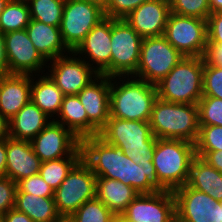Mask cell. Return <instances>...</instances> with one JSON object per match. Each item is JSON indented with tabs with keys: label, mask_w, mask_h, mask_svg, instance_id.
<instances>
[{
	"label": "cell",
	"mask_w": 222,
	"mask_h": 222,
	"mask_svg": "<svg viewBox=\"0 0 222 222\" xmlns=\"http://www.w3.org/2000/svg\"><path fill=\"white\" fill-rule=\"evenodd\" d=\"M14 208L28 215L34 222H56L61 218L54 197H39L22 192L18 187Z\"/></svg>",
	"instance_id": "obj_28"
},
{
	"label": "cell",
	"mask_w": 222,
	"mask_h": 222,
	"mask_svg": "<svg viewBox=\"0 0 222 222\" xmlns=\"http://www.w3.org/2000/svg\"><path fill=\"white\" fill-rule=\"evenodd\" d=\"M73 52L98 74L111 77V18L105 17L94 26Z\"/></svg>",
	"instance_id": "obj_17"
},
{
	"label": "cell",
	"mask_w": 222,
	"mask_h": 222,
	"mask_svg": "<svg viewBox=\"0 0 222 222\" xmlns=\"http://www.w3.org/2000/svg\"><path fill=\"white\" fill-rule=\"evenodd\" d=\"M17 183L5 176L0 178V217L15 207Z\"/></svg>",
	"instance_id": "obj_39"
},
{
	"label": "cell",
	"mask_w": 222,
	"mask_h": 222,
	"mask_svg": "<svg viewBox=\"0 0 222 222\" xmlns=\"http://www.w3.org/2000/svg\"><path fill=\"white\" fill-rule=\"evenodd\" d=\"M6 156V176L15 183L39 173L42 161L30 141L6 138Z\"/></svg>",
	"instance_id": "obj_20"
},
{
	"label": "cell",
	"mask_w": 222,
	"mask_h": 222,
	"mask_svg": "<svg viewBox=\"0 0 222 222\" xmlns=\"http://www.w3.org/2000/svg\"><path fill=\"white\" fill-rule=\"evenodd\" d=\"M25 30L37 51L47 62L71 52L63 42L60 27L31 19Z\"/></svg>",
	"instance_id": "obj_22"
},
{
	"label": "cell",
	"mask_w": 222,
	"mask_h": 222,
	"mask_svg": "<svg viewBox=\"0 0 222 222\" xmlns=\"http://www.w3.org/2000/svg\"><path fill=\"white\" fill-rule=\"evenodd\" d=\"M8 74V59L5 49L4 34L0 31V75Z\"/></svg>",
	"instance_id": "obj_44"
},
{
	"label": "cell",
	"mask_w": 222,
	"mask_h": 222,
	"mask_svg": "<svg viewBox=\"0 0 222 222\" xmlns=\"http://www.w3.org/2000/svg\"><path fill=\"white\" fill-rule=\"evenodd\" d=\"M116 215L97 197L84 202L69 218L72 222H113Z\"/></svg>",
	"instance_id": "obj_32"
},
{
	"label": "cell",
	"mask_w": 222,
	"mask_h": 222,
	"mask_svg": "<svg viewBox=\"0 0 222 222\" xmlns=\"http://www.w3.org/2000/svg\"><path fill=\"white\" fill-rule=\"evenodd\" d=\"M157 98L155 84L133 76L111 77L109 101L111 117L149 122Z\"/></svg>",
	"instance_id": "obj_2"
},
{
	"label": "cell",
	"mask_w": 222,
	"mask_h": 222,
	"mask_svg": "<svg viewBox=\"0 0 222 222\" xmlns=\"http://www.w3.org/2000/svg\"><path fill=\"white\" fill-rule=\"evenodd\" d=\"M3 222H34L28 215L18 211L16 208L8 210L2 216Z\"/></svg>",
	"instance_id": "obj_43"
},
{
	"label": "cell",
	"mask_w": 222,
	"mask_h": 222,
	"mask_svg": "<svg viewBox=\"0 0 222 222\" xmlns=\"http://www.w3.org/2000/svg\"><path fill=\"white\" fill-rule=\"evenodd\" d=\"M85 1L97 4L101 8L105 9V7H106V5H107L109 0H85Z\"/></svg>",
	"instance_id": "obj_48"
},
{
	"label": "cell",
	"mask_w": 222,
	"mask_h": 222,
	"mask_svg": "<svg viewBox=\"0 0 222 222\" xmlns=\"http://www.w3.org/2000/svg\"><path fill=\"white\" fill-rule=\"evenodd\" d=\"M149 125L156 138L181 139L195 144L199 133L198 105L171 103L157 98Z\"/></svg>",
	"instance_id": "obj_4"
},
{
	"label": "cell",
	"mask_w": 222,
	"mask_h": 222,
	"mask_svg": "<svg viewBox=\"0 0 222 222\" xmlns=\"http://www.w3.org/2000/svg\"><path fill=\"white\" fill-rule=\"evenodd\" d=\"M37 75H31V102L54 120L60 112L64 94L46 73Z\"/></svg>",
	"instance_id": "obj_26"
},
{
	"label": "cell",
	"mask_w": 222,
	"mask_h": 222,
	"mask_svg": "<svg viewBox=\"0 0 222 222\" xmlns=\"http://www.w3.org/2000/svg\"><path fill=\"white\" fill-rule=\"evenodd\" d=\"M120 216L129 222H176L173 191L138 194Z\"/></svg>",
	"instance_id": "obj_14"
},
{
	"label": "cell",
	"mask_w": 222,
	"mask_h": 222,
	"mask_svg": "<svg viewBox=\"0 0 222 222\" xmlns=\"http://www.w3.org/2000/svg\"><path fill=\"white\" fill-rule=\"evenodd\" d=\"M31 19L60 27L65 0H30Z\"/></svg>",
	"instance_id": "obj_30"
},
{
	"label": "cell",
	"mask_w": 222,
	"mask_h": 222,
	"mask_svg": "<svg viewBox=\"0 0 222 222\" xmlns=\"http://www.w3.org/2000/svg\"><path fill=\"white\" fill-rule=\"evenodd\" d=\"M204 57H183L156 85L157 97L180 104H198L203 96Z\"/></svg>",
	"instance_id": "obj_5"
},
{
	"label": "cell",
	"mask_w": 222,
	"mask_h": 222,
	"mask_svg": "<svg viewBox=\"0 0 222 222\" xmlns=\"http://www.w3.org/2000/svg\"><path fill=\"white\" fill-rule=\"evenodd\" d=\"M222 126H199L198 138L195 142V151H221Z\"/></svg>",
	"instance_id": "obj_35"
},
{
	"label": "cell",
	"mask_w": 222,
	"mask_h": 222,
	"mask_svg": "<svg viewBox=\"0 0 222 222\" xmlns=\"http://www.w3.org/2000/svg\"><path fill=\"white\" fill-rule=\"evenodd\" d=\"M184 56L162 36L143 38L133 77L157 84Z\"/></svg>",
	"instance_id": "obj_8"
},
{
	"label": "cell",
	"mask_w": 222,
	"mask_h": 222,
	"mask_svg": "<svg viewBox=\"0 0 222 222\" xmlns=\"http://www.w3.org/2000/svg\"><path fill=\"white\" fill-rule=\"evenodd\" d=\"M163 36L184 57H204L207 44V20L170 12Z\"/></svg>",
	"instance_id": "obj_9"
},
{
	"label": "cell",
	"mask_w": 222,
	"mask_h": 222,
	"mask_svg": "<svg viewBox=\"0 0 222 222\" xmlns=\"http://www.w3.org/2000/svg\"><path fill=\"white\" fill-rule=\"evenodd\" d=\"M221 222H222V202H221Z\"/></svg>",
	"instance_id": "obj_53"
},
{
	"label": "cell",
	"mask_w": 222,
	"mask_h": 222,
	"mask_svg": "<svg viewBox=\"0 0 222 222\" xmlns=\"http://www.w3.org/2000/svg\"><path fill=\"white\" fill-rule=\"evenodd\" d=\"M147 1L149 0H109L104 9V15L112 19H124Z\"/></svg>",
	"instance_id": "obj_38"
},
{
	"label": "cell",
	"mask_w": 222,
	"mask_h": 222,
	"mask_svg": "<svg viewBox=\"0 0 222 222\" xmlns=\"http://www.w3.org/2000/svg\"><path fill=\"white\" fill-rule=\"evenodd\" d=\"M211 13L222 12V0H209Z\"/></svg>",
	"instance_id": "obj_47"
},
{
	"label": "cell",
	"mask_w": 222,
	"mask_h": 222,
	"mask_svg": "<svg viewBox=\"0 0 222 222\" xmlns=\"http://www.w3.org/2000/svg\"><path fill=\"white\" fill-rule=\"evenodd\" d=\"M9 1L26 3V4H28L30 2V0H9Z\"/></svg>",
	"instance_id": "obj_52"
},
{
	"label": "cell",
	"mask_w": 222,
	"mask_h": 222,
	"mask_svg": "<svg viewBox=\"0 0 222 222\" xmlns=\"http://www.w3.org/2000/svg\"><path fill=\"white\" fill-rule=\"evenodd\" d=\"M113 222H129L124 220L120 215L116 216Z\"/></svg>",
	"instance_id": "obj_50"
},
{
	"label": "cell",
	"mask_w": 222,
	"mask_h": 222,
	"mask_svg": "<svg viewBox=\"0 0 222 222\" xmlns=\"http://www.w3.org/2000/svg\"><path fill=\"white\" fill-rule=\"evenodd\" d=\"M171 12L207 20L211 14L209 0H169Z\"/></svg>",
	"instance_id": "obj_34"
},
{
	"label": "cell",
	"mask_w": 222,
	"mask_h": 222,
	"mask_svg": "<svg viewBox=\"0 0 222 222\" xmlns=\"http://www.w3.org/2000/svg\"><path fill=\"white\" fill-rule=\"evenodd\" d=\"M31 101L8 120L9 137L31 141L52 120Z\"/></svg>",
	"instance_id": "obj_23"
},
{
	"label": "cell",
	"mask_w": 222,
	"mask_h": 222,
	"mask_svg": "<svg viewBox=\"0 0 222 222\" xmlns=\"http://www.w3.org/2000/svg\"><path fill=\"white\" fill-rule=\"evenodd\" d=\"M4 40L8 74H44L48 62L37 51L25 29L5 33Z\"/></svg>",
	"instance_id": "obj_16"
},
{
	"label": "cell",
	"mask_w": 222,
	"mask_h": 222,
	"mask_svg": "<svg viewBox=\"0 0 222 222\" xmlns=\"http://www.w3.org/2000/svg\"><path fill=\"white\" fill-rule=\"evenodd\" d=\"M17 187L22 192L39 197H54V189L44 181L39 173L22 179L17 183Z\"/></svg>",
	"instance_id": "obj_37"
},
{
	"label": "cell",
	"mask_w": 222,
	"mask_h": 222,
	"mask_svg": "<svg viewBox=\"0 0 222 222\" xmlns=\"http://www.w3.org/2000/svg\"><path fill=\"white\" fill-rule=\"evenodd\" d=\"M106 143L121 148L136 164L153 161L157 138L149 122L109 117L99 135Z\"/></svg>",
	"instance_id": "obj_6"
},
{
	"label": "cell",
	"mask_w": 222,
	"mask_h": 222,
	"mask_svg": "<svg viewBox=\"0 0 222 222\" xmlns=\"http://www.w3.org/2000/svg\"><path fill=\"white\" fill-rule=\"evenodd\" d=\"M9 137L8 120L0 113V141Z\"/></svg>",
	"instance_id": "obj_46"
},
{
	"label": "cell",
	"mask_w": 222,
	"mask_h": 222,
	"mask_svg": "<svg viewBox=\"0 0 222 222\" xmlns=\"http://www.w3.org/2000/svg\"><path fill=\"white\" fill-rule=\"evenodd\" d=\"M9 2V0H0V14L3 12L6 4Z\"/></svg>",
	"instance_id": "obj_49"
},
{
	"label": "cell",
	"mask_w": 222,
	"mask_h": 222,
	"mask_svg": "<svg viewBox=\"0 0 222 222\" xmlns=\"http://www.w3.org/2000/svg\"><path fill=\"white\" fill-rule=\"evenodd\" d=\"M191 188L204 192L218 202H222V172L195 156L190 167L187 183Z\"/></svg>",
	"instance_id": "obj_27"
},
{
	"label": "cell",
	"mask_w": 222,
	"mask_h": 222,
	"mask_svg": "<svg viewBox=\"0 0 222 222\" xmlns=\"http://www.w3.org/2000/svg\"><path fill=\"white\" fill-rule=\"evenodd\" d=\"M142 41L125 19L111 18V77L136 73Z\"/></svg>",
	"instance_id": "obj_10"
},
{
	"label": "cell",
	"mask_w": 222,
	"mask_h": 222,
	"mask_svg": "<svg viewBox=\"0 0 222 222\" xmlns=\"http://www.w3.org/2000/svg\"><path fill=\"white\" fill-rule=\"evenodd\" d=\"M139 193L116 179L96 178V197L116 216L120 215Z\"/></svg>",
	"instance_id": "obj_25"
},
{
	"label": "cell",
	"mask_w": 222,
	"mask_h": 222,
	"mask_svg": "<svg viewBox=\"0 0 222 222\" xmlns=\"http://www.w3.org/2000/svg\"><path fill=\"white\" fill-rule=\"evenodd\" d=\"M30 143L34 153L42 162L64 157H82L80 139L54 120L40 131Z\"/></svg>",
	"instance_id": "obj_13"
},
{
	"label": "cell",
	"mask_w": 222,
	"mask_h": 222,
	"mask_svg": "<svg viewBox=\"0 0 222 222\" xmlns=\"http://www.w3.org/2000/svg\"><path fill=\"white\" fill-rule=\"evenodd\" d=\"M30 74L0 75V113L10 120L31 101Z\"/></svg>",
	"instance_id": "obj_21"
},
{
	"label": "cell",
	"mask_w": 222,
	"mask_h": 222,
	"mask_svg": "<svg viewBox=\"0 0 222 222\" xmlns=\"http://www.w3.org/2000/svg\"><path fill=\"white\" fill-rule=\"evenodd\" d=\"M76 56L72 51L69 54L51 60L47 66L48 72L46 74L62 91L64 96L77 95L99 75L82 57Z\"/></svg>",
	"instance_id": "obj_12"
},
{
	"label": "cell",
	"mask_w": 222,
	"mask_h": 222,
	"mask_svg": "<svg viewBox=\"0 0 222 222\" xmlns=\"http://www.w3.org/2000/svg\"><path fill=\"white\" fill-rule=\"evenodd\" d=\"M82 160L96 177L116 179L133 187L139 194L159 191L153 161L136 164L121 148L97 136L80 140Z\"/></svg>",
	"instance_id": "obj_1"
},
{
	"label": "cell",
	"mask_w": 222,
	"mask_h": 222,
	"mask_svg": "<svg viewBox=\"0 0 222 222\" xmlns=\"http://www.w3.org/2000/svg\"><path fill=\"white\" fill-rule=\"evenodd\" d=\"M30 20L31 16L28 4L9 1L0 14V31L5 34L25 29Z\"/></svg>",
	"instance_id": "obj_29"
},
{
	"label": "cell",
	"mask_w": 222,
	"mask_h": 222,
	"mask_svg": "<svg viewBox=\"0 0 222 222\" xmlns=\"http://www.w3.org/2000/svg\"><path fill=\"white\" fill-rule=\"evenodd\" d=\"M169 0H149L124 19L142 37L162 36L170 14Z\"/></svg>",
	"instance_id": "obj_18"
},
{
	"label": "cell",
	"mask_w": 222,
	"mask_h": 222,
	"mask_svg": "<svg viewBox=\"0 0 222 222\" xmlns=\"http://www.w3.org/2000/svg\"><path fill=\"white\" fill-rule=\"evenodd\" d=\"M176 222H221V202L188 184L173 191Z\"/></svg>",
	"instance_id": "obj_15"
},
{
	"label": "cell",
	"mask_w": 222,
	"mask_h": 222,
	"mask_svg": "<svg viewBox=\"0 0 222 222\" xmlns=\"http://www.w3.org/2000/svg\"><path fill=\"white\" fill-rule=\"evenodd\" d=\"M204 59L207 63L222 67V45L218 43H208Z\"/></svg>",
	"instance_id": "obj_41"
},
{
	"label": "cell",
	"mask_w": 222,
	"mask_h": 222,
	"mask_svg": "<svg viewBox=\"0 0 222 222\" xmlns=\"http://www.w3.org/2000/svg\"><path fill=\"white\" fill-rule=\"evenodd\" d=\"M96 175L81 159L54 191L56 210L70 217L84 202L96 197Z\"/></svg>",
	"instance_id": "obj_7"
},
{
	"label": "cell",
	"mask_w": 222,
	"mask_h": 222,
	"mask_svg": "<svg viewBox=\"0 0 222 222\" xmlns=\"http://www.w3.org/2000/svg\"><path fill=\"white\" fill-rule=\"evenodd\" d=\"M197 105L199 126H222V99L202 96Z\"/></svg>",
	"instance_id": "obj_33"
},
{
	"label": "cell",
	"mask_w": 222,
	"mask_h": 222,
	"mask_svg": "<svg viewBox=\"0 0 222 222\" xmlns=\"http://www.w3.org/2000/svg\"><path fill=\"white\" fill-rule=\"evenodd\" d=\"M105 18L104 9L85 0H66L60 24L63 42L72 52L88 32Z\"/></svg>",
	"instance_id": "obj_11"
},
{
	"label": "cell",
	"mask_w": 222,
	"mask_h": 222,
	"mask_svg": "<svg viewBox=\"0 0 222 222\" xmlns=\"http://www.w3.org/2000/svg\"><path fill=\"white\" fill-rule=\"evenodd\" d=\"M111 77L99 74L78 94L88 120L100 131L110 117Z\"/></svg>",
	"instance_id": "obj_19"
},
{
	"label": "cell",
	"mask_w": 222,
	"mask_h": 222,
	"mask_svg": "<svg viewBox=\"0 0 222 222\" xmlns=\"http://www.w3.org/2000/svg\"><path fill=\"white\" fill-rule=\"evenodd\" d=\"M208 43L222 45V12L211 13L207 18Z\"/></svg>",
	"instance_id": "obj_40"
},
{
	"label": "cell",
	"mask_w": 222,
	"mask_h": 222,
	"mask_svg": "<svg viewBox=\"0 0 222 222\" xmlns=\"http://www.w3.org/2000/svg\"><path fill=\"white\" fill-rule=\"evenodd\" d=\"M195 144L181 139L157 138L153 164L159 190L174 191L188 183Z\"/></svg>",
	"instance_id": "obj_3"
},
{
	"label": "cell",
	"mask_w": 222,
	"mask_h": 222,
	"mask_svg": "<svg viewBox=\"0 0 222 222\" xmlns=\"http://www.w3.org/2000/svg\"><path fill=\"white\" fill-rule=\"evenodd\" d=\"M81 159L82 157H64L62 159L44 161L41 164L39 174L55 191Z\"/></svg>",
	"instance_id": "obj_31"
},
{
	"label": "cell",
	"mask_w": 222,
	"mask_h": 222,
	"mask_svg": "<svg viewBox=\"0 0 222 222\" xmlns=\"http://www.w3.org/2000/svg\"><path fill=\"white\" fill-rule=\"evenodd\" d=\"M196 156L201 157L212 167L222 172V150L221 151H195Z\"/></svg>",
	"instance_id": "obj_42"
},
{
	"label": "cell",
	"mask_w": 222,
	"mask_h": 222,
	"mask_svg": "<svg viewBox=\"0 0 222 222\" xmlns=\"http://www.w3.org/2000/svg\"><path fill=\"white\" fill-rule=\"evenodd\" d=\"M56 222H72L71 220H70V218L69 217H61L58 221H56Z\"/></svg>",
	"instance_id": "obj_51"
},
{
	"label": "cell",
	"mask_w": 222,
	"mask_h": 222,
	"mask_svg": "<svg viewBox=\"0 0 222 222\" xmlns=\"http://www.w3.org/2000/svg\"><path fill=\"white\" fill-rule=\"evenodd\" d=\"M203 96L222 99V67L207 63L204 59Z\"/></svg>",
	"instance_id": "obj_36"
},
{
	"label": "cell",
	"mask_w": 222,
	"mask_h": 222,
	"mask_svg": "<svg viewBox=\"0 0 222 222\" xmlns=\"http://www.w3.org/2000/svg\"><path fill=\"white\" fill-rule=\"evenodd\" d=\"M6 139L0 141V178L6 176Z\"/></svg>",
	"instance_id": "obj_45"
},
{
	"label": "cell",
	"mask_w": 222,
	"mask_h": 222,
	"mask_svg": "<svg viewBox=\"0 0 222 222\" xmlns=\"http://www.w3.org/2000/svg\"><path fill=\"white\" fill-rule=\"evenodd\" d=\"M54 121L69 129L80 140L88 136H97L100 132L88 120L86 110L77 95L63 97L60 112Z\"/></svg>",
	"instance_id": "obj_24"
}]
</instances>
